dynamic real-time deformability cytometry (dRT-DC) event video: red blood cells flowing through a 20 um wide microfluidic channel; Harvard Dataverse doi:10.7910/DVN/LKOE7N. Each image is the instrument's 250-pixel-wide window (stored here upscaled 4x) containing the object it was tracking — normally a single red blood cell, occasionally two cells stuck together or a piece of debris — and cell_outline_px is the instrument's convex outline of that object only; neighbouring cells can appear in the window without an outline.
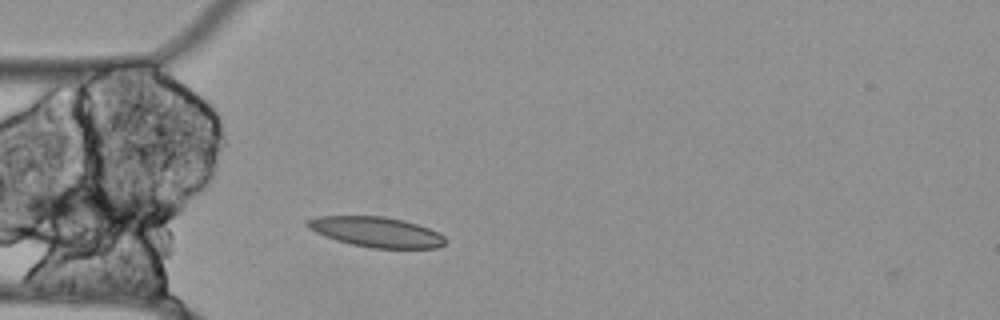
{"species": "Egyptian fruit bat (a non-hibernating species)", "species_latin": "Rousettus aegyptiacus", "temperature_condition": "cold", "stored_images_in_passage": 42, "camera_frame_rate_fps": 3000, "um_per_image_px": 0.085, "animal": {"sex": "female"}, "frame": {"image": 1, "passage_image": 1, "time_ms": 0.0, "image_size_px": [1000, 320], "cell_outline_px": [[444, 244], [436, 248], [372, 248], [352, 244], [336, 240], [324, 236], [308, 228], [304, 224], [304, 220], [316, 216], [384, 216], [404, 220], [428, 228], [444, 236]], "centroid_in_image_um": [31.92, 19.7], "position_along_channel_um": 53.1, "area_um2": 24.22}}
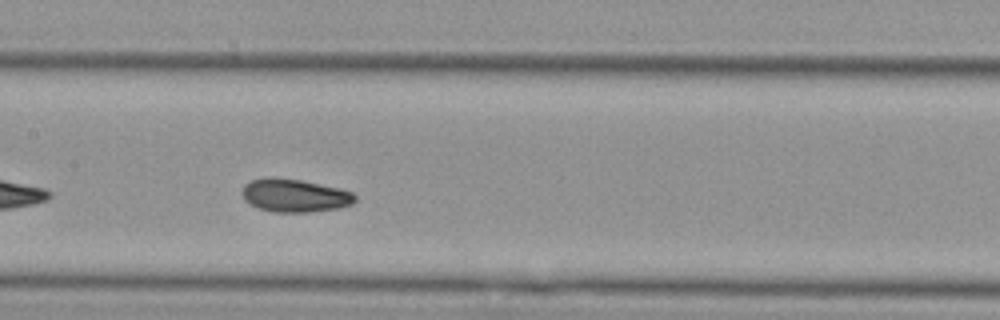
{"frame": {"image": 2, "passage_image": 12, "time_ms": 3.667, "image_size_px": [1000, 320], "cell_outline_px": [[356, 200], [352, 204], [340, 208], [304, 212], [272, 212], [260, 208], [244, 200], [240, 192], [244, 184], [252, 180], [264, 176], [276, 176], [300, 180], [340, 188], [352, 192], [356, 196]], "centroid_in_image_um": [25.02, 16.6], "position_along_channel_um": 182.4, "area_um2": 22.02}}
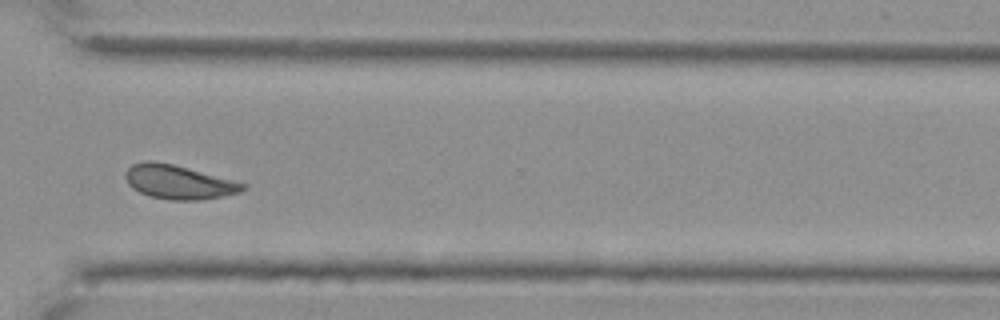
{"frame": {"image": 3, "passage_image": 27, "time_ms": 8.667, "image_size_px": [1000, 320], "cell_outline_px": [[248, 188], [240, 192], [224, 196], [200, 200], [168, 200], [148, 196], [132, 188], [128, 184], [124, 176], [124, 172], [132, 164], [148, 160], [152, 160], [172, 164], [240, 180], [248, 184]], "centroid_in_image_um": [15.25, 15.47], "position_along_channel_um": 355.4, "area_um2": 23.87}, "authors_computed_cell_mechanics": {"area_um2": 22.5131, "velocity_mm_per_s": 3.4535, "shape_relaxation_time_tau1_ms": null, "shape_relaxation_time_tau2_ms": 8.6525, "deformation_change_tau1": null, "deformation_change_tau2": 0.0711}}